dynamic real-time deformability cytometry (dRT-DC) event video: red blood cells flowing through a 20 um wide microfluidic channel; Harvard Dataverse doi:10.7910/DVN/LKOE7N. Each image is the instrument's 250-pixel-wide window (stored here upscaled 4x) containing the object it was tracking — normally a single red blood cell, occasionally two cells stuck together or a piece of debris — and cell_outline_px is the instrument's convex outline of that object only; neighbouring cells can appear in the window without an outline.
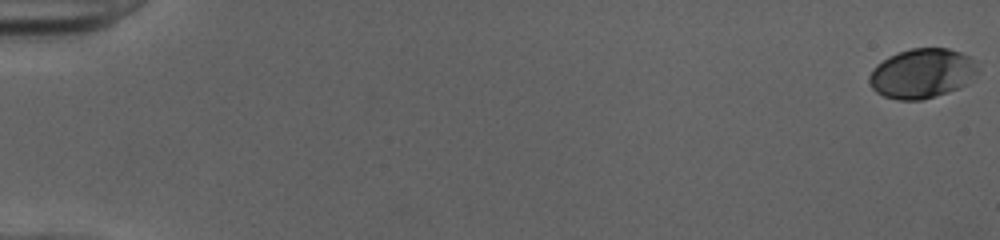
{"species": "human", "species_latin": "Homo sapiens", "temperature_condition": "cold", "stored_images_in_passage": 53, "segment_of_instrument_passage": [1, 2], "camera_frame_rate_fps": 3000, "um_per_image_px": 0.085, "donor": {"sex": "female"}, "frame": {"image": 1, "passage_image": 1, "time_ms": 0.0, "image_size_px": [1000, 240], "cell_outline_px": [[976, 72], [964, 84], [948, 92], [936, 96], [920, 100], [900, 100], [884, 96], [876, 92], [872, 88], [868, 80], [868, 76], [872, 68], [876, 64], [888, 56], [912, 48], [948, 48], [960, 52], [968, 56], [972, 60], [976, 68]], "centroid_in_image_um": [78.29, 6.24], "position_along_channel_um": 6.7, "area_um2": 30.98}}
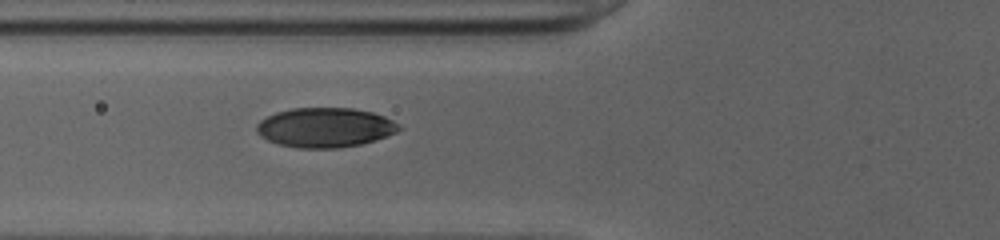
{"frame": {"image": 2, "passage_image": 22, "time_ms": 7.0, "image_size_px": [1000, 240], "cell_outline_px": [[404, 128], [396, 132], [376, 140], [360, 144], [340, 148], [296, 148], [280, 144], [268, 140], [260, 136], [256, 132], [256, 124], [260, 120], [276, 112], [292, 108], [352, 108], [372, 112], [384, 116], [400, 124]], "centroid_in_image_um": [27.64, 10.84], "position_along_channel_um": 98.2, "area_um2": 33.0}}
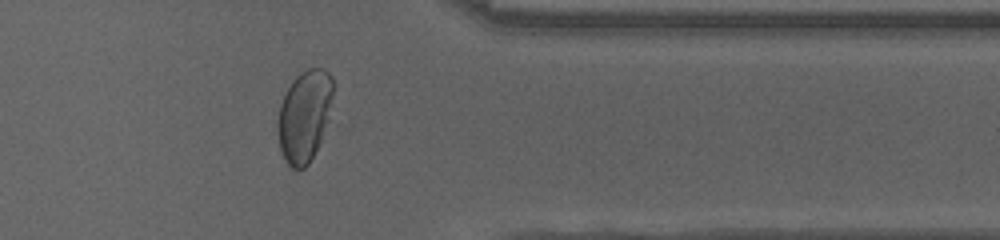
{"frame": {"image": 3, "passage_image": 44, "time_ms": 14.333, "image_size_px": [1000, 240], "cell_outline_px": [[332, 92], [328, 120], [320, 140], [308, 164], [304, 168], [292, 168], [288, 164], [280, 148], [280, 104], [288, 88], [296, 76], [308, 68], [320, 68], [328, 72], [332, 76]], "centroid_in_image_um": [25.9, 9.82], "position_along_channel_um": 385.5, "area_um2": 28.32}}